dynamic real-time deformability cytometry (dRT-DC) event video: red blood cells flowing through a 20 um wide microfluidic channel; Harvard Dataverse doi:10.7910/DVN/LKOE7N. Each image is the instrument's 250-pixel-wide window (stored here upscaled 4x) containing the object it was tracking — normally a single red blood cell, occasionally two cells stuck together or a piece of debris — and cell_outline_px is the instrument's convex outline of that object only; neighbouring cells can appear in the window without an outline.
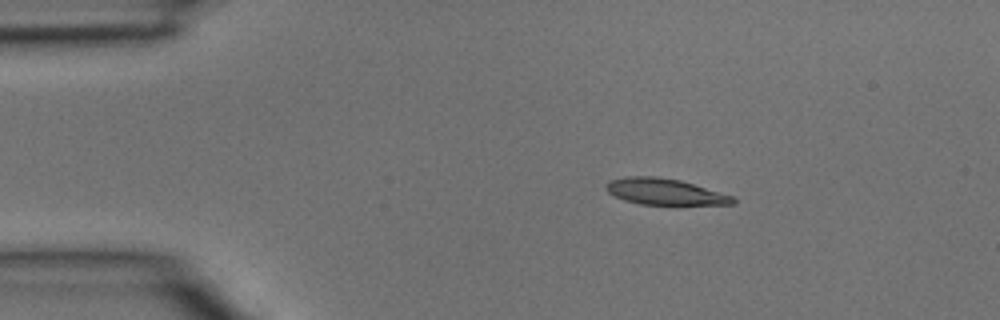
{"species": "common noctule bat (a hibernating species)", "species_latin": "Nyctalus noctula", "temperature_condition": "room temperature", "stored_images_in_passage": 12, "camera_frame_rate_fps": 3000, "um_per_image_px": 0.085, "animal": {"sex": "male", "body_mass_g": 15.6}, "frame": {"image": 1, "passage_image": 6, "time_ms": 1.667, "image_size_px": [1000, 320], "cell_outline_px": [[736, 204], [640, 204], [624, 200], [608, 192], [604, 188], [612, 180], [624, 176], [656, 176], [680, 180], [720, 192], [732, 196], [736, 200]], "centroid_in_image_um": [56.49, 16.28], "position_along_channel_um": 28.5, "area_um2": 19.07}}